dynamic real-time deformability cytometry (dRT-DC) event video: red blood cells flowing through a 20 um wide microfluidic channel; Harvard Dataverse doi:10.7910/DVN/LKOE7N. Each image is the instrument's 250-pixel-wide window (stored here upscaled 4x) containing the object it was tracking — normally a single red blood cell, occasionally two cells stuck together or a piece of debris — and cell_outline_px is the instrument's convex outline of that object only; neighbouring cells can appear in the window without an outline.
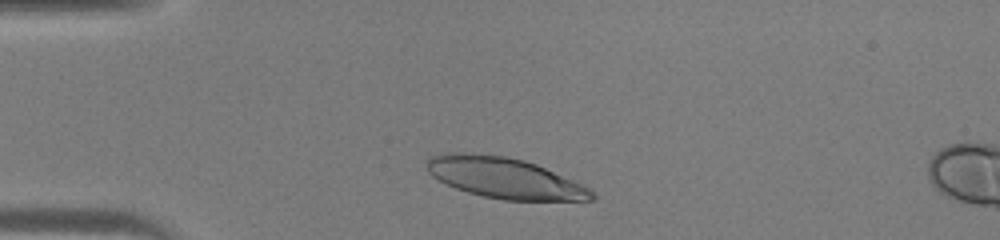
{"species": "human", "species_latin": "Homo sapiens", "temperature_condition": "warm", "stored_images_in_passage": 6, "camera_frame_rate_fps": 3000, "um_per_image_px": 0.085, "donor": {"sex": "male"}, "frame": {"image": 1, "passage_image": 3, "time_ms": 0.667, "image_size_px": [1000, 240], "cell_outline_px": [[596, 196], [592, 200], [504, 200], [484, 196], [468, 192], [456, 188], [432, 176], [428, 172], [428, 156], [440, 152], [472, 152], [508, 156], [524, 160], [536, 164], [572, 180], [588, 188]], "centroid_in_image_um": [42.83, 15.1], "position_along_channel_um": 42.2, "area_um2": 39.02}}